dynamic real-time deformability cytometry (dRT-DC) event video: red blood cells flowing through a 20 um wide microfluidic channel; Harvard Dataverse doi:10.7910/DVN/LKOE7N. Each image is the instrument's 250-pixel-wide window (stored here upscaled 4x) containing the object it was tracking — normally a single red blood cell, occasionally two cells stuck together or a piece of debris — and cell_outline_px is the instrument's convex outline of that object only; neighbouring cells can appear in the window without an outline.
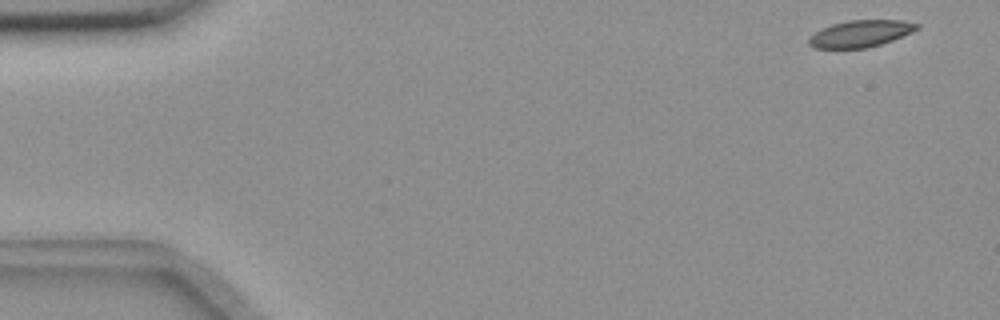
{"species": "common noctule bat (a hibernating species)", "species_latin": "Nyctalus noctula", "temperature_condition": "room temperature", "stored_images_in_passage": 54, "camera_frame_rate_fps": 3000, "um_per_image_px": 0.085, "animal": {"sex": "female", "body_mass_g": 18.4}, "frame": {"image": 1, "passage_image": 1, "time_ms": 0.0, "image_size_px": [1000, 320], "cell_outline_px": [[920, 28], [912, 32], [892, 40], [868, 48], [812, 48], [808, 44], [808, 40], [816, 32], [832, 24], [848, 20], [904, 20], [920, 24]], "centroid_in_image_um": [73.18, 2.85], "position_along_channel_um": 11.8, "area_um2": 16.82}}
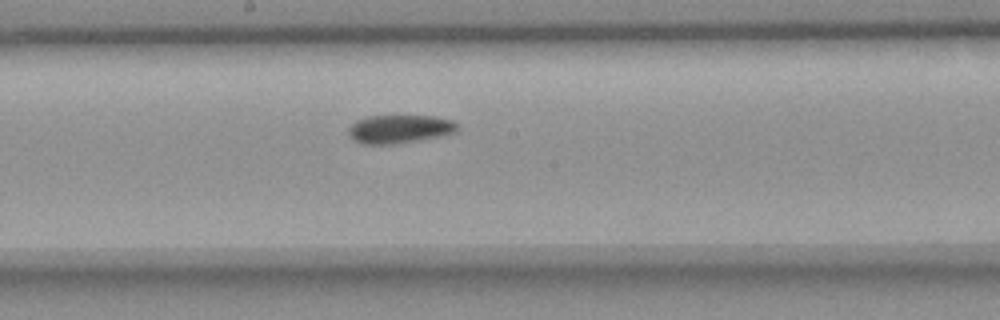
{"frame": {"image": 2, "passage_image": 28, "time_ms": 9.0, "image_size_px": [1000, 320], "cell_outline_px": [[460, 124], [456, 132], [444, 136], [400, 144], [360, 144], [352, 140], [348, 136], [348, 128], [356, 120], [368, 116], [436, 116], [452, 120]], "centroid_in_image_um": [33.98, 10.98], "position_along_channel_um": 214.2, "area_um2": 18.55}}
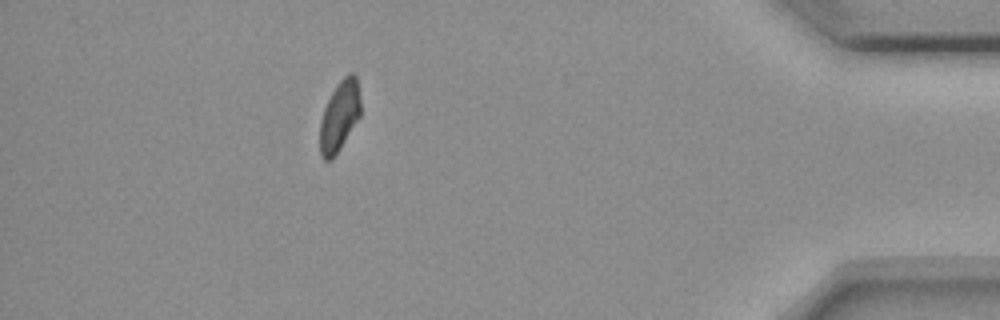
{"frame": {"image": 3, "passage_image": 48, "time_ms": 15.667, "image_size_px": [1000, 320], "cell_outline_px": [[360, 116], [340, 148], [332, 160], [324, 160], [320, 156], [320, 120], [324, 108], [336, 84], [348, 72], [352, 72], [356, 76], [360, 100]], "centroid_in_image_um": [28.85, 9.86], "position_along_channel_um": 406.4, "area_um2": 16.65}}